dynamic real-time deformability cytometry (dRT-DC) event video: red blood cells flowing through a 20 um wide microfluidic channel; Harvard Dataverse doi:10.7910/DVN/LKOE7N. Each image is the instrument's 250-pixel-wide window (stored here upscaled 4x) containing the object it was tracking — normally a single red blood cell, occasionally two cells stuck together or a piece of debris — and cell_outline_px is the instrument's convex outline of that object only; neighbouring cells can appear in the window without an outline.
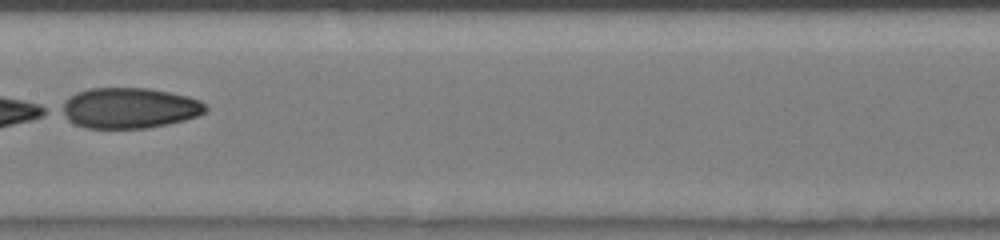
{"species": "human", "species_latin": "Homo sapiens", "temperature_condition": "room temperature", "stored_images_in_passage": 27, "segment_of_instrument_passage": [2, 2], "camera_frame_rate_fps": 3000, "um_per_image_px": 0.085, "donor": {"sex": "male"}, "frame": {"image": 1, "passage_image": 19, "time_ms": 10.667, "image_size_px": [1000, 240], "cell_outline_px": [[208, 108], [204, 112], [196, 116], [184, 120], [168, 124], [144, 128], [84, 128], [68, 120], [56, 112], [56, 108], [64, 100], [76, 92], [88, 88], [148, 88], [188, 96], [200, 100]], "centroid_in_image_um": [10.89, 9.18], "position_along_channel_um": 196.5, "area_um2": 34.45}}
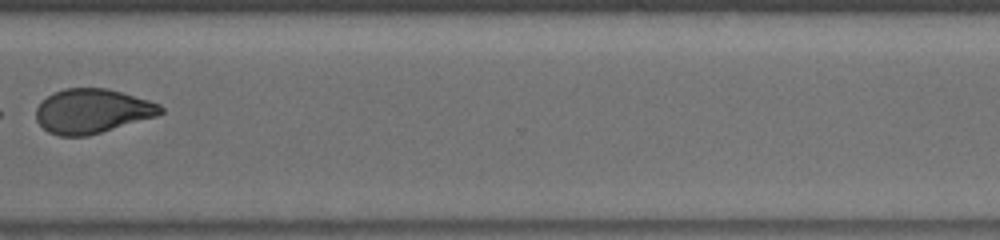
{"frame": {"image": 2, "passage_image": 24, "time_ms": 14.667, "image_size_px": [1000, 240], "cell_outline_px": [[164, 112], [156, 116], [88, 136], [60, 136], [48, 132], [36, 120], [36, 108], [48, 96], [64, 88], [108, 88], [148, 100], [160, 104], [164, 108]], "centroid_in_image_um": [7.85, 9.44], "position_along_channel_um": 362.8, "area_um2": 32.02}}